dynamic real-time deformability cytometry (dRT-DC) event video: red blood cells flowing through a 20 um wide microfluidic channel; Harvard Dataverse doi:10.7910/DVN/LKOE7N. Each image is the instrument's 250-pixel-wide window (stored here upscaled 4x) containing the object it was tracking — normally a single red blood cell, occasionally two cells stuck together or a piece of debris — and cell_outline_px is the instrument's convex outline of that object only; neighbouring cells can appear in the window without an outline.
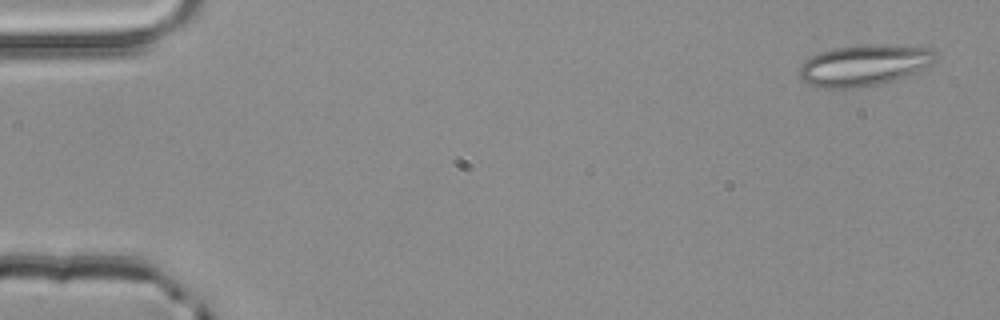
{"species": "common noctule bat (a hibernating species)", "species_latin": "Nyctalus noctula", "temperature_condition": "room temperature", "stored_images_in_passage": 4, "camera_frame_rate_fps": 3000, "um_per_image_px": 0.085, "animal": {"sex": "male", "body_mass_g": 20.4}, "frame": {"image": 1, "passage_image": 1, "time_ms": 0.0, "image_size_px": [1000, 320], "cell_outline_px": [[936, 60], [932, 64], [916, 72], [892, 80], [876, 84], [856, 88], [824, 88], [804, 84], [800, 80], [800, 68], [804, 60], [820, 52], [832, 48], [864, 44], [896, 44], [932, 48], [936, 52]], "centroid_in_image_um": [73.45, 5.52], "position_along_channel_um": 11.6, "area_um2": 33.0}}